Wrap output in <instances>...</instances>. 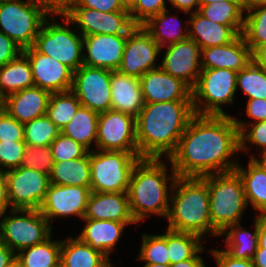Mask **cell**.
Masks as SVG:
<instances>
[{"label": "cell", "mask_w": 266, "mask_h": 267, "mask_svg": "<svg viewBox=\"0 0 266 267\" xmlns=\"http://www.w3.org/2000/svg\"><path fill=\"white\" fill-rule=\"evenodd\" d=\"M237 151L240 140L234 117L195 114L168 161L178 177L201 178L234 171L238 162L228 159Z\"/></svg>", "instance_id": "6da1fadb"}, {"label": "cell", "mask_w": 266, "mask_h": 267, "mask_svg": "<svg viewBox=\"0 0 266 267\" xmlns=\"http://www.w3.org/2000/svg\"><path fill=\"white\" fill-rule=\"evenodd\" d=\"M192 101L144 103L136 117V141L141 158H169L177 149L190 119Z\"/></svg>", "instance_id": "7a4b0ae2"}, {"label": "cell", "mask_w": 266, "mask_h": 267, "mask_svg": "<svg viewBox=\"0 0 266 267\" xmlns=\"http://www.w3.org/2000/svg\"><path fill=\"white\" fill-rule=\"evenodd\" d=\"M169 181L171 198L165 219L168 229L200 236H220L212 227L207 183L198 177H178L172 167Z\"/></svg>", "instance_id": "3957f363"}, {"label": "cell", "mask_w": 266, "mask_h": 267, "mask_svg": "<svg viewBox=\"0 0 266 267\" xmlns=\"http://www.w3.org/2000/svg\"><path fill=\"white\" fill-rule=\"evenodd\" d=\"M167 169L162 159L154 158H142L134 167L127 195L136 223L151 214L167 217L170 203Z\"/></svg>", "instance_id": "277c9868"}, {"label": "cell", "mask_w": 266, "mask_h": 267, "mask_svg": "<svg viewBox=\"0 0 266 267\" xmlns=\"http://www.w3.org/2000/svg\"><path fill=\"white\" fill-rule=\"evenodd\" d=\"M201 178L208 187L212 227L221 234L228 226L241 223L247 202L239 174L234 170Z\"/></svg>", "instance_id": "5b68a950"}, {"label": "cell", "mask_w": 266, "mask_h": 267, "mask_svg": "<svg viewBox=\"0 0 266 267\" xmlns=\"http://www.w3.org/2000/svg\"><path fill=\"white\" fill-rule=\"evenodd\" d=\"M238 72L226 69H202L192 89V105L196 115H228L221 105H231L238 90ZM229 103V104H228Z\"/></svg>", "instance_id": "8992f818"}, {"label": "cell", "mask_w": 266, "mask_h": 267, "mask_svg": "<svg viewBox=\"0 0 266 267\" xmlns=\"http://www.w3.org/2000/svg\"><path fill=\"white\" fill-rule=\"evenodd\" d=\"M91 192H127L139 154L125 151L98 150L89 152Z\"/></svg>", "instance_id": "52a82bcc"}, {"label": "cell", "mask_w": 266, "mask_h": 267, "mask_svg": "<svg viewBox=\"0 0 266 267\" xmlns=\"http://www.w3.org/2000/svg\"><path fill=\"white\" fill-rule=\"evenodd\" d=\"M50 14L35 0H11L0 3V32L23 50L34 46Z\"/></svg>", "instance_id": "ba28073f"}, {"label": "cell", "mask_w": 266, "mask_h": 267, "mask_svg": "<svg viewBox=\"0 0 266 267\" xmlns=\"http://www.w3.org/2000/svg\"><path fill=\"white\" fill-rule=\"evenodd\" d=\"M61 17L64 18L65 26L56 23L53 18L48 17L45 20L33 47L75 72L83 65V36L79 32L76 33L75 28L74 30L68 28L71 21L65 15Z\"/></svg>", "instance_id": "9c48e42d"}, {"label": "cell", "mask_w": 266, "mask_h": 267, "mask_svg": "<svg viewBox=\"0 0 266 267\" xmlns=\"http://www.w3.org/2000/svg\"><path fill=\"white\" fill-rule=\"evenodd\" d=\"M9 214H0V240L15 254L52 236V226L39 210L10 209Z\"/></svg>", "instance_id": "30bf717a"}, {"label": "cell", "mask_w": 266, "mask_h": 267, "mask_svg": "<svg viewBox=\"0 0 266 267\" xmlns=\"http://www.w3.org/2000/svg\"><path fill=\"white\" fill-rule=\"evenodd\" d=\"M5 173L10 209L39 210L50 185L49 175L23 166Z\"/></svg>", "instance_id": "8fae6325"}, {"label": "cell", "mask_w": 266, "mask_h": 267, "mask_svg": "<svg viewBox=\"0 0 266 267\" xmlns=\"http://www.w3.org/2000/svg\"><path fill=\"white\" fill-rule=\"evenodd\" d=\"M96 147L138 154L136 118L112 109L99 113Z\"/></svg>", "instance_id": "7c38bea8"}, {"label": "cell", "mask_w": 266, "mask_h": 267, "mask_svg": "<svg viewBox=\"0 0 266 267\" xmlns=\"http://www.w3.org/2000/svg\"><path fill=\"white\" fill-rule=\"evenodd\" d=\"M111 75V70L82 65L73 73L71 91L83 107L106 112L111 109Z\"/></svg>", "instance_id": "4fadbf2b"}, {"label": "cell", "mask_w": 266, "mask_h": 267, "mask_svg": "<svg viewBox=\"0 0 266 267\" xmlns=\"http://www.w3.org/2000/svg\"><path fill=\"white\" fill-rule=\"evenodd\" d=\"M65 16L77 24L82 36L95 34L128 35L136 26L129 11L102 12L86 7H72Z\"/></svg>", "instance_id": "5bb4252c"}, {"label": "cell", "mask_w": 266, "mask_h": 267, "mask_svg": "<svg viewBox=\"0 0 266 267\" xmlns=\"http://www.w3.org/2000/svg\"><path fill=\"white\" fill-rule=\"evenodd\" d=\"M160 52L161 47L152 39V36L142 25H136L127 35L118 71L140 78L146 72L160 67L155 65Z\"/></svg>", "instance_id": "9a60e30c"}, {"label": "cell", "mask_w": 266, "mask_h": 267, "mask_svg": "<svg viewBox=\"0 0 266 267\" xmlns=\"http://www.w3.org/2000/svg\"><path fill=\"white\" fill-rule=\"evenodd\" d=\"M165 47L167 50L159 66L193 89L202 71L201 48L190 38Z\"/></svg>", "instance_id": "2e32d148"}, {"label": "cell", "mask_w": 266, "mask_h": 267, "mask_svg": "<svg viewBox=\"0 0 266 267\" xmlns=\"http://www.w3.org/2000/svg\"><path fill=\"white\" fill-rule=\"evenodd\" d=\"M90 194V187L63 186L50 183L39 211L49 223L52 219L60 216L75 215L83 219Z\"/></svg>", "instance_id": "e0dca14e"}, {"label": "cell", "mask_w": 266, "mask_h": 267, "mask_svg": "<svg viewBox=\"0 0 266 267\" xmlns=\"http://www.w3.org/2000/svg\"><path fill=\"white\" fill-rule=\"evenodd\" d=\"M28 57L32 69L34 86L47 90L50 93L66 92L73 84V71L67 66L41 54L33 46L23 50Z\"/></svg>", "instance_id": "ac0fdd59"}, {"label": "cell", "mask_w": 266, "mask_h": 267, "mask_svg": "<svg viewBox=\"0 0 266 267\" xmlns=\"http://www.w3.org/2000/svg\"><path fill=\"white\" fill-rule=\"evenodd\" d=\"M140 84L144 103L192 101V89L161 67L143 74L140 77Z\"/></svg>", "instance_id": "d6986e66"}, {"label": "cell", "mask_w": 266, "mask_h": 267, "mask_svg": "<svg viewBox=\"0 0 266 267\" xmlns=\"http://www.w3.org/2000/svg\"><path fill=\"white\" fill-rule=\"evenodd\" d=\"M127 35L95 34L83 36V65L94 68H104L111 71L118 70Z\"/></svg>", "instance_id": "ffe728a7"}, {"label": "cell", "mask_w": 266, "mask_h": 267, "mask_svg": "<svg viewBox=\"0 0 266 267\" xmlns=\"http://www.w3.org/2000/svg\"><path fill=\"white\" fill-rule=\"evenodd\" d=\"M252 60V52L240 34L226 45L201 49L202 69L226 68L240 72Z\"/></svg>", "instance_id": "44dd1931"}, {"label": "cell", "mask_w": 266, "mask_h": 267, "mask_svg": "<svg viewBox=\"0 0 266 267\" xmlns=\"http://www.w3.org/2000/svg\"><path fill=\"white\" fill-rule=\"evenodd\" d=\"M83 219L137 224L130 212L127 192H91Z\"/></svg>", "instance_id": "7402d4cb"}, {"label": "cell", "mask_w": 266, "mask_h": 267, "mask_svg": "<svg viewBox=\"0 0 266 267\" xmlns=\"http://www.w3.org/2000/svg\"><path fill=\"white\" fill-rule=\"evenodd\" d=\"M50 95L49 91L37 86L22 89L4 99L5 111L25 124L46 114Z\"/></svg>", "instance_id": "603a6c76"}, {"label": "cell", "mask_w": 266, "mask_h": 267, "mask_svg": "<svg viewBox=\"0 0 266 267\" xmlns=\"http://www.w3.org/2000/svg\"><path fill=\"white\" fill-rule=\"evenodd\" d=\"M188 38L201 49L226 45L242 34L244 25H222L203 17L198 12L190 13Z\"/></svg>", "instance_id": "cb8c5ba5"}, {"label": "cell", "mask_w": 266, "mask_h": 267, "mask_svg": "<svg viewBox=\"0 0 266 267\" xmlns=\"http://www.w3.org/2000/svg\"><path fill=\"white\" fill-rule=\"evenodd\" d=\"M111 109L137 117L144 106L140 78L112 71Z\"/></svg>", "instance_id": "d4e9b609"}, {"label": "cell", "mask_w": 266, "mask_h": 267, "mask_svg": "<svg viewBox=\"0 0 266 267\" xmlns=\"http://www.w3.org/2000/svg\"><path fill=\"white\" fill-rule=\"evenodd\" d=\"M86 222L78 238L91 248L102 252L109 258V254L116 246L127 224L112 220L83 219Z\"/></svg>", "instance_id": "484cf974"}, {"label": "cell", "mask_w": 266, "mask_h": 267, "mask_svg": "<svg viewBox=\"0 0 266 267\" xmlns=\"http://www.w3.org/2000/svg\"><path fill=\"white\" fill-rule=\"evenodd\" d=\"M248 169L240 164L235 171L242 179L247 205L250 203L260 215H266V169L249 159Z\"/></svg>", "instance_id": "4316f807"}, {"label": "cell", "mask_w": 266, "mask_h": 267, "mask_svg": "<svg viewBox=\"0 0 266 267\" xmlns=\"http://www.w3.org/2000/svg\"><path fill=\"white\" fill-rule=\"evenodd\" d=\"M33 86L31 65L23 52L0 67V94L4 99L10 94Z\"/></svg>", "instance_id": "83f0119b"}, {"label": "cell", "mask_w": 266, "mask_h": 267, "mask_svg": "<svg viewBox=\"0 0 266 267\" xmlns=\"http://www.w3.org/2000/svg\"><path fill=\"white\" fill-rule=\"evenodd\" d=\"M61 240L60 267H101L109 258L78 237Z\"/></svg>", "instance_id": "f1b7e54d"}, {"label": "cell", "mask_w": 266, "mask_h": 267, "mask_svg": "<svg viewBox=\"0 0 266 267\" xmlns=\"http://www.w3.org/2000/svg\"><path fill=\"white\" fill-rule=\"evenodd\" d=\"M49 177L50 183L55 185L90 187L89 152L82 158L54 162Z\"/></svg>", "instance_id": "f546056e"}, {"label": "cell", "mask_w": 266, "mask_h": 267, "mask_svg": "<svg viewBox=\"0 0 266 267\" xmlns=\"http://www.w3.org/2000/svg\"><path fill=\"white\" fill-rule=\"evenodd\" d=\"M254 232L247 231L240 223L228 226L220 235L225 236V250L236 259L252 260L259 247L258 216L254 218ZM228 230V231H227Z\"/></svg>", "instance_id": "4dcf8cb0"}, {"label": "cell", "mask_w": 266, "mask_h": 267, "mask_svg": "<svg viewBox=\"0 0 266 267\" xmlns=\"http://www.w3.org/2000/svg\"><path fill=\"white\" fill-rule=\"evenodd\" d=\"M177 20H179L178 16L172 14L170 16L167 15V9H165L158 15L149 18L142 24V26L152 36V39L161 47L162 50L164 46L177 43L188 38V28L186 27V29H183L182 23L180 20L179 22ZM171 21L173 23L177 22V24L174 23L175 25H173L171 24ZM175 27H177V29H175Z\"/></svg>", "instance_id": "1f68e13d"}, {"label": "cell", "mask_w": 266, "mask_h": 267, "mask_svg": "<svg viewBox=\"0 0 266 267\" xmlns=\"http://www.w3.org/2000/svg\"><path fill=\"white\" fill-rule=\"evenodd\" d=\"M61 241L51 236L41 243L26 247L16 253L15 261L20 267H60Z\"/></svg>", "instance_id": "d6a6232c"}, {"label": "cell", "mask_w": 266, "mask_h": 267, "mask_svg": "<svg viewBox=\"0 0 266 267\" xmlns=\"http://www.w3.org/2000/svg\"><path fill=\"white\" fill-rule=\"evenodd\" d=\"M98 118V112L81 106L61 133L72 138L90 152L92 142H97Z\"/></svg>", "instance_id": "836d02e7"}, {"label": "cell", "mask_w": 266, "mask_h": 267, "mask_svg": "<svg viewBox=\"0 0 266 267\" xmlns=\"http://www.w3.org/2000/svg\"><path fill=\"white\" fill-rule=\"evenodd\" d=\"M77 96L71 91L51 93L46 115L61 131L81 107Z\"/></svg>", "instance_id": "e575fe53"}, {"label": "cell", "mask_w": 266, "mask_h": 267, "mask_svg": "<svg viewBox=\"0 0 266 267\" xmlns=\"http://www.w3.org/2000/svg\"><path fill=\"white\" fill-rule=\"evenodd\" d=\"M245 1H225L200 5L198 13L222 25H244Z\"/></svg>", "instance_id": "d590c367"}, {"label": "cell", "mask_w": 266, "mask_h": 267, "mask_svg": "<svg viewBox=\"0 0 266 267\" xmlns=\"http://www.w3.org/2000/svg\"><path fill=\"white\" fill-rule=\"evenodd\" d=\"M201 237L189 233L168 229V250L170 265L193 258L204 250Z\"/></svg>", "instance_id": "8d00e7d4"}, {"label": "cell", "mask_w": 266, "mask_h": 267, "mask_svg": "<svg viewBox=\"0 0 266 267\" xmlns=\"http://www.w3.org/2000/svg\"><path fill=\"white\" fill-rule=\"evenodd\" d=\"M236 86L248 99H266V69L251 60L238 72Z\"/></svg>", "instance_id": "74e56055"}, {"label": "cell", "mask_w": 266, "mask_h": 267, "mask_svg": "<svg viewBox=\"0 0 266 267\" xmlns=\"http://www.w3.org/2000/svg\"><path fill=\"white\" fill-rule=\"evenodd\" d=\"M242 36L253 52L260 44L266 42V6L246 7Z\"/></svg>", "instance_id": "f35d334b"}, {"label": "cell", "mask_w": 266, "mask_h": 267, "mask_svg": "<svg viewBox=\"0 0 266 267\" xmlns=\"http://www.w3.org/2000/svg\"><path fill=\"white\" fill-rule=\"evenodd\" d=\"M61 131L45 114L24 124L27 146H50Z\"/></svg>", "instance_id": "ab89813d"}, {"label": "cell", "mask_w": 266, "mask_h": 267, "mask_svg": "<svg viewBox=\"0 0 266 267\" xmlns=\"http://www.w3.org/2000/svg\"><path fill=\"white\" fill-rule=\"evenodd\" d=\"M137 260L145 261V264L170 265L168 228L162 235L142 234V246Z\"/></svg>", "instance_id": "60d3db41"}, {"label": "cell", "mask_w": 266, "mask_h": 267, "mask_svg": "<svg viewBox=\"0 0 266 267\" xmlns=\"http://www.w3.org/2000/svg\"><path fill=\"white\" fill-rule=\"evenodd\" d=\"M54 162L69 161L84 157L89 151L72 138L59 133L50 145Z\"/></svg>", "instance_id": "b9f144b4"}, {"label": "cell", "mask_w": 266, "mask_h": 267, "mask_svg": "<svg viewBox=\"0 0 266 267\" xmlns=\"http://www.w3.org/2000/svg\"><path fill=\"white\" fill-rule=\"evenodd\" d=\"M53 164L50 146H27L21 166L35 169L50 176Z\"/></svg>", "instance_id": "7bdbcfd3"}, {"label": "cell", "mask_w": 266, "mask_h": 267, "mask_svg": "<svg viewBox=\"0 0 266 267\" xmlns=\"http://www.w3.org/2000/svg\"><path fill=\"white\" fill-rule=\"evenodd\" d=\"M236 126L239 130V140H240V151H249L247 150L248 146H246V142L251 143L252 145L259 146L261 151L266 149V121H260L256 123L250 122V129L249 124L247 122L239 121L238 119L234 118ZM248 128V131H246Z\"/></svg>", "instance_id": "ee69618b"}, {"label": "cell", "mask_w": 266, "mask_h": 267, "mask_svg": "<svg viewBox=\"0 0 266 267\" xmlns=\"http://www.w3.org/2000/svg\"><path fill=\"white\" fill-rule=\"evenodd\" d=\"M26 147L25 142L0 141V170L7 172L20 167Z\"/></svg>", "instance_id": "f6af8a7d"}, {"label": "cell", "mask_w": 266, "mask_h": 267, "mask_svg": "<svg viewBox=\"0 0 266 267\" xmlns=\"http://www.w3.org/2000/svg\"><path fill=\"white\" fill-rule=\"evenodd\" d=\"M165 9H167L165 0H138L128 11L133 23L142 25Z\"/></svg>", "instance_id": "bcb514c9"}, {"label": "cell", "mask_w": 266, "mask_h": 267, "mask_svg": "<svg viewBox=\"0 0 266 267\" xmlns=\"http://www.w3.org/2000/svg\"><path fill=\"white\" fill-rule=\"evenodd\" d=\"M0 141L24 142V124L6 111L0 115Z\"/></svg>", "instance_id": "7dc6e473"}, {"label": "cell", "mask_w": 266, "mask_h": 267, "mask_svg": "<svg viewBox=\"0 0 266 267\" xmlns=\"http://www.w3.org/2000/svg\"><path fill=\"white\" fill-rule=\"evenodd\" d=\"M73 7H86L102 12L128 11L122 0H77Z\"/></svg>", "instance_id": "c3c4849f"}, {"label": "cell", "mask_w": 266, "mask_h": 267, "mask_svg": "<svg viewBox=\"0 0 266 267\" xmlns=\"http://www.w3.org/2000/svg\"><path fill=\"white\" fill-rule=\"evenodd\" d=\"M23 52L11 38L0 32V67L18 57Z\"/></svg>", "instance_id": "681fc988"}, {"label": "cell", "mask_w": 266, "mask_h": 267, "mask_svg": "<svg viewBox=\"0 0 266 267\" xmlns=\"http://www.w3.org/2000/svg\"><path fill=\"white\" fill-rule=\"evenodd\" d=\"M211 253L218 267H254L252 260L233 258L225 250L212 249Z\"/></svg>", "instance_id": "f907efd6"}, {"label": "cell", "mask_w": 266, "mask_h": 267, "mask_svg": "<svg viewBox=\"0 0 266 267\" xmlns=\"http://www.w3.org/2000/svg\"><path fill=\"white\" fill-rule=\"evenodd\" d=\"M50 15H65L75 4L77 0H35Z\"/></svg>", "instance_id": "816d5d0a"}, {"label": "cell", "mask_w": 266, "mask_h": 267, "mask_svg": "<svg viewBox=\"0 0 266 267\" xmlns=\"http://www.w3.org/2000/svg\"><path fill=\"white\" fill-rule=\"evenodd\" d=\"M246 113L254 123L266 121V99H248Z\"/></svg>", "instance_id": "f5cc1de1"}, {"label": "cell", "mask_w": 266, "mask_h": 267, "mask_svg": "<svg viewBox=\"0 0 266 267\" xmlns=\"http://www.w3.org/2000/svg\"><path fill=\"white\" fill-rule=\"evenodd\" d=\"M9 206L6 173L0 170V214H5Z\"/></svg>", "instance_id": "db71d44e"}, {"label": "cell", "mask_w": 266, "mask_h": 267, "mask_svg": "<svg viewBox=\"0 0 266 267\" xmlns=\"http://www.w3.org/2000/svg\"><path fill=\"white\" fill-rule=\"evenodd\" d=\"M169 1L176 9L182 10V12L189 14L190 12H197L200 7V0H167ZM193 11H191L192 9Z\"/></svg>", "instance_id": "11a10c76"}, {"label": "cell", "mask_w": 266, "mask_h": 267, "mask_svg": "<svg viewBox=\"0 0 266 267\" xmlns=\"http://www.w3.org/2000/svg\"><path fill=\"white\" fill-rule=\"evenodd\" d=\"M15 259L16 254L0 240V267H9Z\"/></svg>", "instance_id": "9f6ffc18"}, {"label": "cell", "mask_w": 266, "mask_h": 267, "mask_svg": "<svg viewBox=\"0 0 266 267\" xmlns=\"http://www.w3.org/2000/svg\"><path fill=\"white\" fill-rule=\"evenodd\" d=\"M252 60L266 69V42L260 44L253 52H252Z\"/></svg>", "instance_id": "6f0895ef"}, {"label": "cell", "mask_w": 266, "mask_h": 267, "mask_svg": "<svg viewBox=\"0 0 266 267\" xmlns=\"http://www.w3.org/2000/svg\"><path fill=\"white\" fill-rule=\"evenodd\" d=\"M200 252H198L193 258L187 259L185 261L177 262L170 267H206L204 264V260L202 259V256L199 255Z\"/></svg>", "instance_id": "680465c9"}, {"label": "cell", "mask_w": 266, "mask_h": 267, "mask_svg": "<svg viewBox=\"0 0 266 267\" xmlns=\"http://www.w3.org/2000/svg\"><path fill=\"white\" fill-rule=\"evenodd\" d=\"M259 247L266 248V215H258Z\"/></svg>", "instance_id": "91938a15"}, {"label": "cell", "mask_w": 266, "mask_h": 267, "mask_svg": "<svg viewBox=\"0 0 266 267\" xmlns=\"http://www.w3.org/2000/svg\"><path fill=\"white\" fill-rule=\"evenodd\" d=\"M252 261L254 267H266V248H258Z\"/></svg>", "instance_id": "94428289"}, {"label": "cell", "mask_w": 266, "mask_h": 267, "mask_svg": "<svg viewBox=\"0 0 266 267\" xmlns=\"http://www.w3.org/2000/svg\"><path fill=\"white\" fill-rule=\"evenodd\" d=\"M261 159L258 160V158L254 157V155H252L251 153V159H253V161L255 163H257L261 168L266 169V149L262 150L261 152Z\"/></svg>", "instance_id": "6125c7cd"}, {"label": "cell", "mask_w": 266, "mask_h": 267, "mask_svg": "<svg viewBox=\"0 0 266 267\" xmlns=\"http://www.w3.org/2000/svg\"><path fill=\"white\" fill-rule=\"evenodd\" d=\"M246 7H264L266 0H245Z\"/></svg>", "instance_id": "be15d7a7"}, {"label": "cell", "mask_w": 266, "mask_h": 267, "mask_svg": "<svg viewBox=\"0 0 266 267\" xmlns=\"http://www.w3.org/2000/svg\"><path fill=\"white\" fill-rule=\"evenodd\" d=\"M225 1H245V0H200V5H207L216 2H225Z\"/></svg>", "instance_id": "e7e4bbea"}, {"label": "cell", "mask_w": 266, "mask_h": 267, "mask_svg": "<svg viewBox=\"0 0 266 267\" xmlns=\"http://www.w3.org/2000/svg\"><path fill=\"white\" fill-rule=\"evenodd\" d=\"M138 0H122L124 7L129 10Z\"/></svg>", "instance_id": "03108f58"}, {"label": "cell", "mask_w": 266, "mask_h": 267, "mask_svg": "<svg viewBox=\"0 0 266 267\" xmlns=\"http://www.w3.org/2000/svg\"><path fill=\"white\" fill-rule=\"evenodd\" d=\"M144 267H170V265H163V264H145Z\"/></svg>", "instance_id": "003e7915"}, {"label": "cell", "mask_w": 266, "mask_h": 267, "mask_svg": "<svg viewBox=\"0 0 266 267\" xmlns=\"http://www.w3.org/2000/svg\"><path fill=\"white\" fill-rule=\"evenodd\" d=\"M101 267H113L110 262V258Z\"/></svg>", "instance_id": "a7ac6f4b"}, {"label": "cell", "mask_w": 266, "mask_h": 267, "mask_svg": "<svg viewBox=\"0 0 266 267\" xmlns=\"http://www.w3.org/2000/svg\"><path fill=\"white\" fill-rule=\"evenodd\" d=\"M4 106V98L0 94V109Z\"/></svg>", "instance_id": "89a4df30"}, {"label": "cell", "mask_w": 266, "mask_h": 267, "mask_svg": "<svg viewBox=\"0 0 266 267\" xmlns=\"http://www.w3.org/2000/svg\"><path fill=\"white\" fill-rule=\"evenodd\" d=\"M9 267H20V265L15 261Z\"/></svg>", "instance_id": "2644e50d"}, {"label": "cell", "mask_w": 266, "mask_h": 267, "mask_svg": "<svg viewBox=\"0 0 266 267\" xmlns=\"http://www.w3.org/2000/svg\"><path fill=\"white\" fill-rule=\"evenodd\" d=\"M5 111V107L3 106L1 109H0V115Z\"/></svg>", "instance_id": "8c879c8a"}, {"label": "cell", "mask_w": 266, "mask_h": 267, "mask_svg": "<svg viewBox=\"0 0 266 267\" xmlns=\"http://www.w3.org/2000/svg\"><path fill=\"white\" fill-rule=\"evenodd\" d=\"M7 1H11V0H0V3L7 2Z\"/></svg>", "instance_id": "753ad0ef"}]
</instances>
